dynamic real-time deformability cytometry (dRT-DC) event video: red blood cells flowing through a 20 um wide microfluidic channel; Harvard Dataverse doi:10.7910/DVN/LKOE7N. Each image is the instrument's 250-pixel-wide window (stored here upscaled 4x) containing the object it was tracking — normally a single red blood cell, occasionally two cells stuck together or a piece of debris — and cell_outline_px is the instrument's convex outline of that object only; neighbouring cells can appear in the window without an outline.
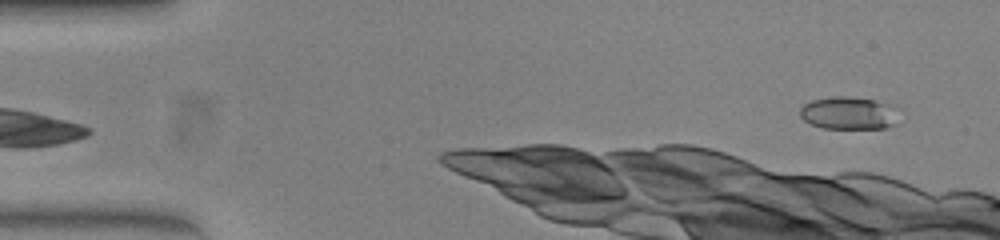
{"species": "common noctule bat (a hibernating species)", "species_latin": "Nyctalus noctula", "temperature_condition": "warm", "stored_images_in_passage": 8, "camera_frame_rate_fps": 3000, "um_per_image_px": 0.085, "animal": {"sex": "female", "body_mass_g": 23.0, "forearm_length_mm": 53.4}, "frame": {"image": 1, "passage_image": 1, "time_ms": 0.0, "image_size_px": [1000, 240], "cell_outline_px": [[904, 108], [896, 124], [884, 128], [820, 128], [804, 120], [800, 116], [800, 108], [804, 104], [812, 100], [832, 96], [848, 96], [876, 100], [896, 104]], "centroid_in_image_um": [72.28, 9.59], "position_along_channel_um": 12.7, "area_um2": 19.65}}